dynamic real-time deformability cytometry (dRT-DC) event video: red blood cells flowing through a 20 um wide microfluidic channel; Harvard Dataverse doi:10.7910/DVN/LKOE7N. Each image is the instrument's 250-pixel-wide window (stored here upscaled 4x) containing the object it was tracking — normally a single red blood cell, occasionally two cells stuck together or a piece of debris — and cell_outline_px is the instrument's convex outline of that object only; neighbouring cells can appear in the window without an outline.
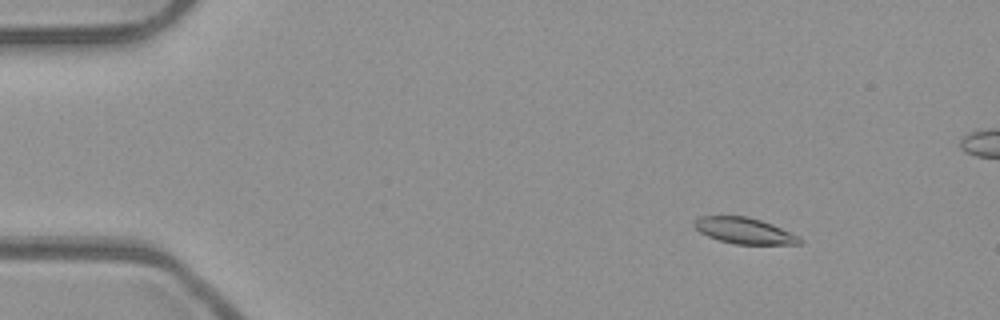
{"species": "common noctule bat (a hibernating species)", "species_latin": "Nyctalus noctula", "temperature_condition": "room temperature", "stored_images_in_passage": 54, "camera_frame_rate_fps": 3000, "um_per_image_px": 0.085, "animal": {"sex": "male", "body_mass_g": 23.1, "forearm_length_mm": 52.7}, "frame": {"image": 1, "passage_image": 7, "time_ms": 2.0, "image_size_px": [1000, 320], "cell_outline_px": [[804, 240], [800, 244], [736, 244], [720, 240], [708, 236], [700, 232], [692, 224], [700, 216], [748, 216], [772, 224], [800, 236]], "centroid_in_image_um": [63.3, 19.61], "position_along_channel_um": 21.7, "area_um2": 15.95}}
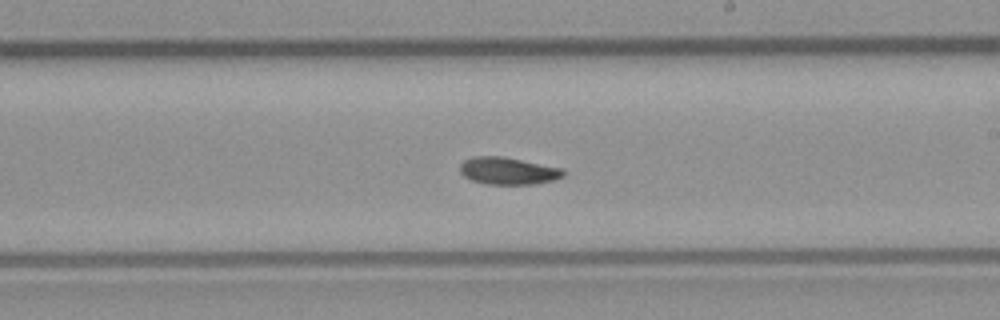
{"frame": {"image": 2, "passage_image": 31, "time_ms": 10.0, "image_size_px": [1000, 320], "cell_outline_px": [[564, 176], [552, 180], [536, 184], [484, 184], [472, 180], [464, 176], [460, 172], [460, 164], [464, 160], [476, 156], [504, 156], [560, 168], [564, 172]], "centroid_in_image_um": [43.15, 14.52], "position_along_channel_um": 245.9, "area_um2": 16.3}}
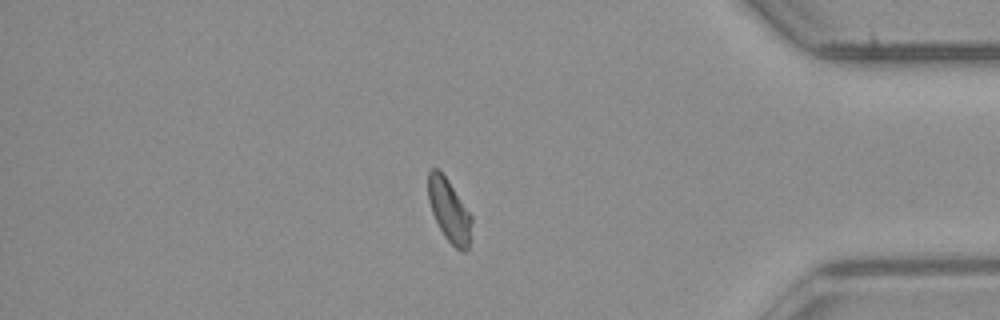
{"frame": {"image": 3, "passage_image": 45, "time_ms": 14.667, "image_size_px": [1000, 320], "cell_outline_px": [[472, 220], [468, 248], [464, 252], [460, 252], [444, 236], [432, 212], [428, 200], [428, 172], [432, 168], [436, 168], [448, 180], [472, 216]], "centroid_in_image_um": [38.18, 17.9], "position_along_channel_um": 397.0, "area_um2": 15.66}, "authors_computed_cell_mechanics": {"area_um2": 16.2996, "velocity_mm_per_s": 3.9423, "shape_relaxation_time_tau1_ms": 5.7707, "shape_relaxation_time_tau2_ms": null, "deformation_change_tau1": 0.1395, "deformation_change_tau2": null}}